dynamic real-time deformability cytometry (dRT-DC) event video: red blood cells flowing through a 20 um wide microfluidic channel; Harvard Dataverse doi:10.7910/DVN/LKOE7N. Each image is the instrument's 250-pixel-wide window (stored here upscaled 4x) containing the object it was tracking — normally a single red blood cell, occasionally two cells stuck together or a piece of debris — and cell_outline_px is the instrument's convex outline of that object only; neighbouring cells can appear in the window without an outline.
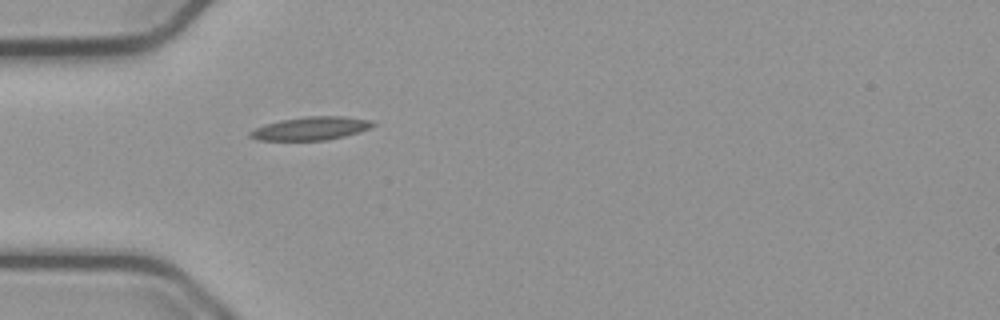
{"species": "common noctule bat (a hibernating species)", "species_latin": "Nyctalus noctula", "temperature_condition": "cold", "stored_images_in_passage": 34, "camera_frame_rate_fps": 3000, "um_per_image_px": 0.085, "animal": {"sex": "male", "body_mass_g": 23.1, "forearm_length_mm": 52.7}, "frame": {"image": 1, "passage_image": 1, "time_ms": 0.0, "image_size_px": [1000, 320], "cell_outline_px": [[376, 124], [360, 132], [328, 140], [256, 140], [248, 136], [248, 132], [264, 124], [280, 120], [304, 116], [344, 116], [372, 120]], "centroid_in_image_um": [26.41, 10.91], "position_along_channel_um": 58.6, "area_um2": 16.76}}
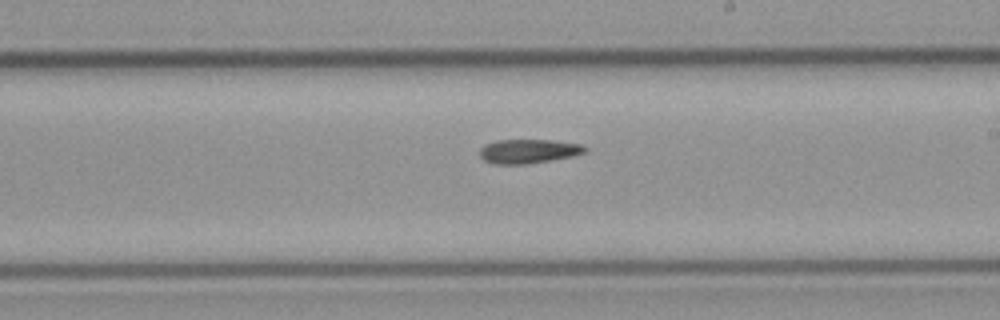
{"frame": {"image": 2, "passage_image": 16, "time_ms": 5.0, "image_size_px": [1000, 320], "cell_outline_px": [[588, 152], [572, 156], [524, 164], [492, 164], [484, 160], [480, 156], [480, 148], [484, 144], [496, 140], [552, 140], [580, 144], [588, 148]], "centroid_in_image_um": [44.9, 12.85], "position_along_channel_um": 244.1, "area_um2": 14.8}}
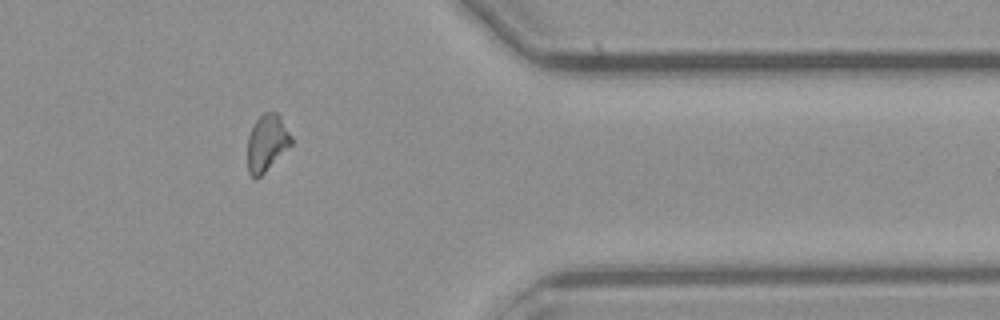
{"frame": {"image": 3, "passage_image": 29, "time_ms": 9.333, "image_size_px": [1000, 320], "cell_outline_px": [[292, 144], [256, 180], [248, 172], [248, 136], [256, 120], [264, 112], [276, 112], [280, 116], [292, 136]], "centroid_in_image_um": [22.69, 12.13], "position_along_channel_um": 388.7, "area_um2": 14.28}}